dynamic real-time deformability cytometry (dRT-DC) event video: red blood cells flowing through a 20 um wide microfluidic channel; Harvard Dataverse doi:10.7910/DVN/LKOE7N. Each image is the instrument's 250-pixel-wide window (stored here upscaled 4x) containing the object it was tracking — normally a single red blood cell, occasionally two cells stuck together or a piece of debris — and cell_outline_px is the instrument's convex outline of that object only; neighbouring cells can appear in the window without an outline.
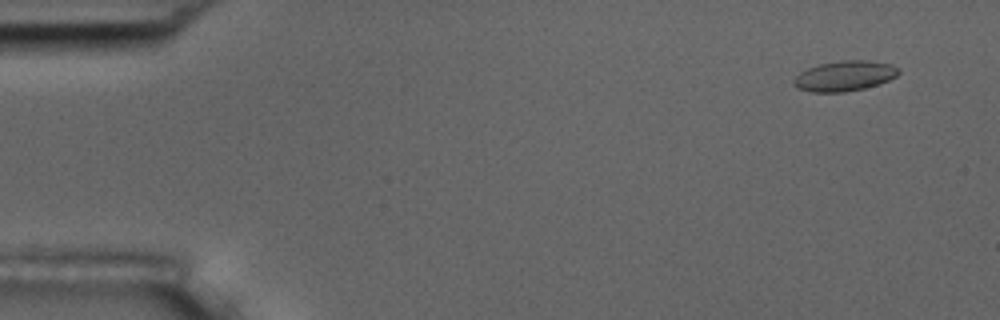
{"species": "common noctule bat (a hibernating species)", "species_latin": "Nyctalus noctula", "temperature_condition": "room temperature", "stored_images_in_passage": 5, "camera_frame_rate_fps": 3000, "um_per_image_px": 0.085, "animal": {"sex": "male", "body_mass_g": 17.5, "forearm_length_mm": 52.3}, "frame": {"image": 1, "passage_image": 1, "time_ms": 0.0, "image_size_px": [1000, 320], "cell_outline_px": [[900, 72], [896, 76], [880, 84], [864, 88], [844, 92], [812, 92], [796, 88], [792, 84], [792, 80], [800, 72], [808, 68], [820, 64], [844, 60], [868, 60], [892, 64], [900, 68]], "centroid_in_image_um": [71.79, 6.46], "position_along_channel_um": 13.2, "area_um2": 18.61}}
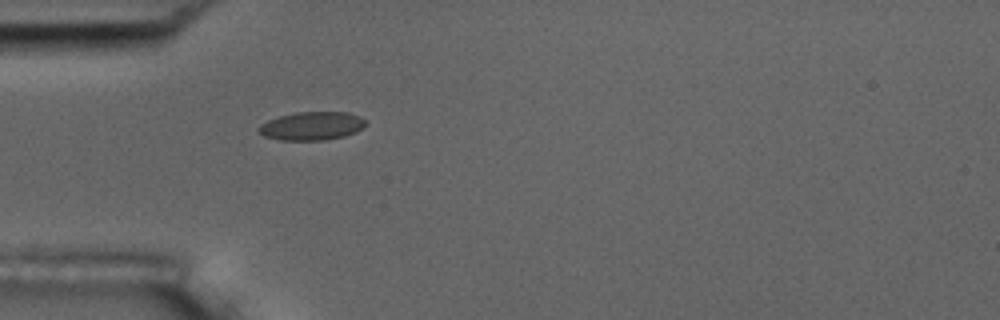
{"frame": {"image": 2, "passage_image": 5, "time_ms": 4.333, "image_size_px": [1000, 320], "cell_outline_px": [[364, 124], [356, 132], [344, 136], [324, 140], [280, 140], [264, 136], [256, 132], [256, 128], [260, 124], [268, 120], [280, 116], [296, 112], [348, 112], [360, 116], [364, 120]], "centroid_in_image_um": [26.44, 10.71], "position_along_channel_um": 58.6, "area_um2": 17.69}}